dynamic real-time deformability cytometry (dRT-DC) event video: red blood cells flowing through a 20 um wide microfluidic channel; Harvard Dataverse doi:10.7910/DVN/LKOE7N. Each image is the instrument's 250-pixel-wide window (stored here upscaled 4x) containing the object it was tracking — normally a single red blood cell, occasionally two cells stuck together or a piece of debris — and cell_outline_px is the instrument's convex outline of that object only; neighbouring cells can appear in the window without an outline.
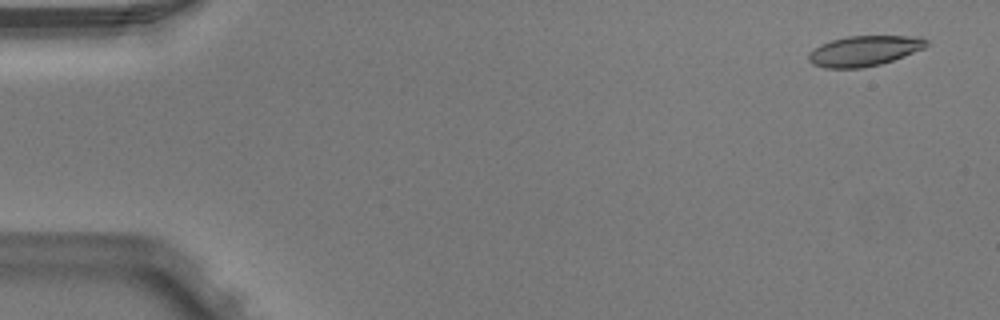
{"species": "Egyptian fruit bat (a non-hibernating species)", "species_latin": "Rousettus aegyptiacus", "temperature_condition": "warm", "stored_images_in_passage": 6, "camera_frame_rate_fps": 3000, "um_per_image_px": 0.085, "animal": {"sex": "male"}, "frame": {"image": 1, "passage_image": 1, "time_ms": 0.0, "image_size_px": [1000, 320], "cell_outline_px": [[928, 44], [924, 48], [892, 60], [880, 64], [860, 68], [824, 68], [812, 64], [808, 60], [808, 56], [820, 44], [832, 40], [848, 36], [920, 36], [928, 40]], "centroid_in_image_um": [73.46, 4.32], "position_along_channel_um": 11.5, "area_um2": 20.63}}
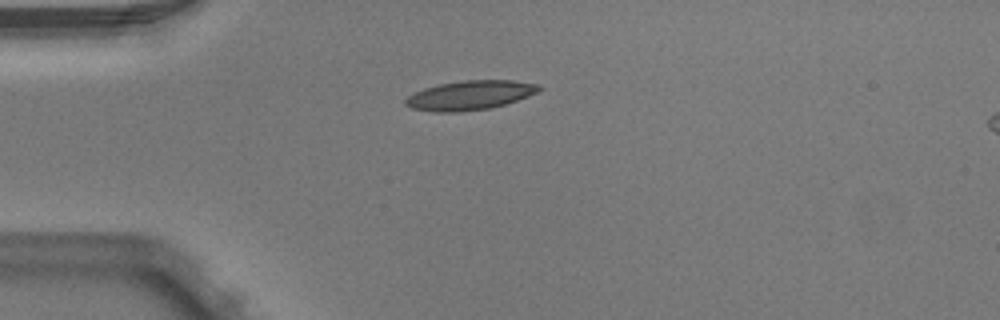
{"frame": {"image": 2, "passage_image": 4, "time_ms": 1.0, "image_size_px": [1000, 320], "cell_outline_px": [[544, 88], [528, 96], [504, 104], [488, 108], [460, 112], [432, 112], [412, 108], [404, 104], [404, 100], [408, 96], [424, 88], [440, 84], [464, 80], [512, 80], [540, 84]], "centroid_in_image_um": [39.94, 8.09], "position_along_channel_um": 45.1, "area_um2": 22.72}}
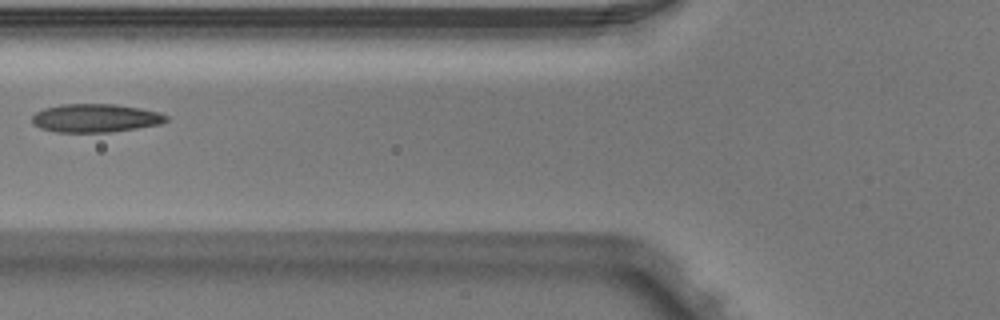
{"frame": {"image": 3, "passage_image": 6, "time_ms": 1.667, "image_size_px": [1000, 320], "cell_outline_px": [[168, 120], [160, 124], [136, 128], [108, 132], [56, 132], [40, 128], [32, 124], [32, 116], [36, 112], [44, 108], [60, 104], [116, 104], [140, 108], [160, 112], [168, 116]], "centroid_in_image_um": [8.1, 10.03], "position_along_channel_um": 117.7, "area_um2": 22.25}}